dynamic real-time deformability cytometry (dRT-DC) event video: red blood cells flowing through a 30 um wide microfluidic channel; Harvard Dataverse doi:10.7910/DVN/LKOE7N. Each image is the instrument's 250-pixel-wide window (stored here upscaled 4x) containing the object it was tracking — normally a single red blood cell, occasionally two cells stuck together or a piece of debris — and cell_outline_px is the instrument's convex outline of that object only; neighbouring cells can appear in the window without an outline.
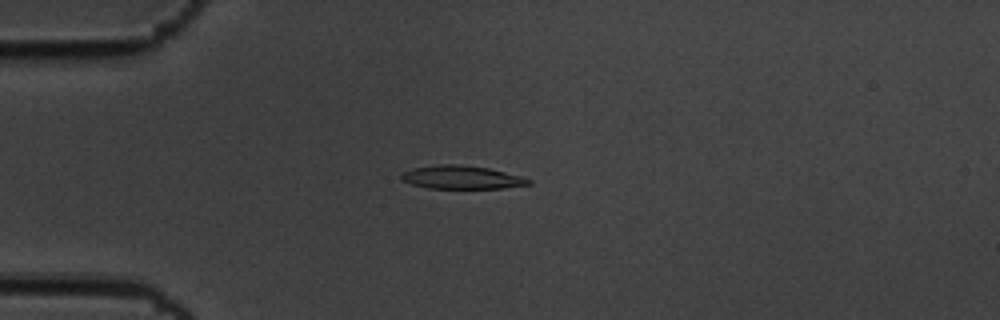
{"species": "common noctule bat (a hibernating species)", "species_latin": "Nyctalus noctula", "temperature_condition": "cold", "stored_images_in_passage": 50, "camera_frame_rate_fps": 3000, "um_per_image_px": 0.085, "animal": {"sex": "male", "body_mass_g": 19.5, "forearm_length_mm": 54.6}, "frame": {"image": 1, "passage_image": 7, "time_ms": 2.0, "image_size_px": [1000, 320], "cell_outline_px": [[532, 184], [504, 188], [428, 188], [412, 184], [404, 180], [400, 176], [404, 172], [412, 168], [440, 164], [456, 164], [488, 168], [520, 176], [532, 180]], "centroid_in_image_um": [39.26, 15.07], "position_along_channel_um": 45.7, "area_um2": 17.05}}
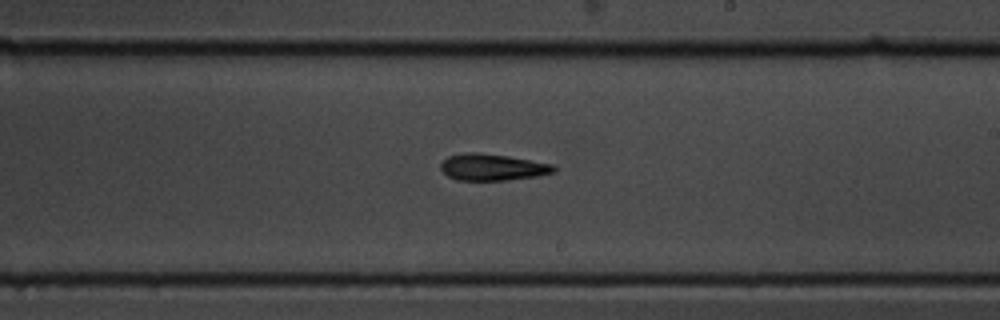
{"frame": {"image": 2, "passage_image": 26, "time_ms": 8.333, "image_size_px": [1000, 320], "cell_outline_px": [[556, 172], [536, 176], [504, 180], [456, 180], [448, 176], [440, 168], [440, 164], [448, 156], [464, 152], [476, 152], [508, 156], [556, 164]], "centroid_in_image_um": [41.88, 14.2], "position_along_channel_um": 247.1, "area_um2": 17.63}}
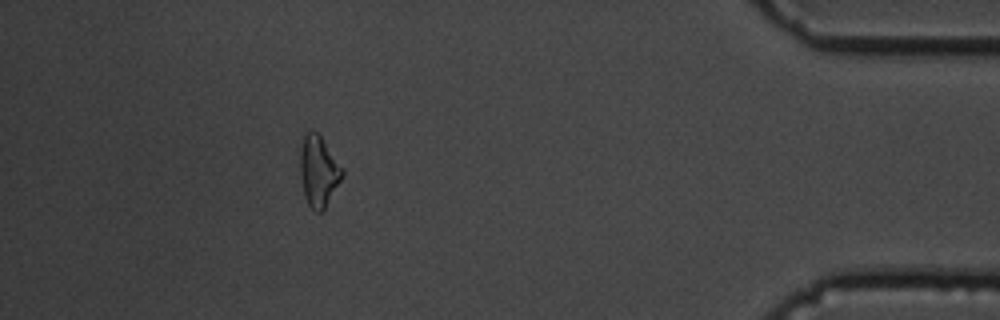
{"frame": {"image": 3, "passage_image": 44, "time_ms": 14.333, "image_size_px": [1000, 320], "cell_outline_px": [[344, 176], [324, 208], [320, 212], [316, 212], [308, 204], [304, 196], [300, 176], [300, 148], [304, 132], [308, 128], [312, 128], [320, 136], [344, 168]], "centroid_in_image_um": [27.07, 14.5], "position_along_channel_um": 408.1, "area_um2": 17.63}, "authors_computed_cell_mechanics": {"area_um2": 17.3111, "velocity_mm_per_s": 3.4905, "shape_relaxation_time_tau1_ms": 6.0812, "shape_relaxation_time_tau2_ms": 6.9328, "deformation_change_tau1": 0.155, "deformation_change_tau2": 0.202}}